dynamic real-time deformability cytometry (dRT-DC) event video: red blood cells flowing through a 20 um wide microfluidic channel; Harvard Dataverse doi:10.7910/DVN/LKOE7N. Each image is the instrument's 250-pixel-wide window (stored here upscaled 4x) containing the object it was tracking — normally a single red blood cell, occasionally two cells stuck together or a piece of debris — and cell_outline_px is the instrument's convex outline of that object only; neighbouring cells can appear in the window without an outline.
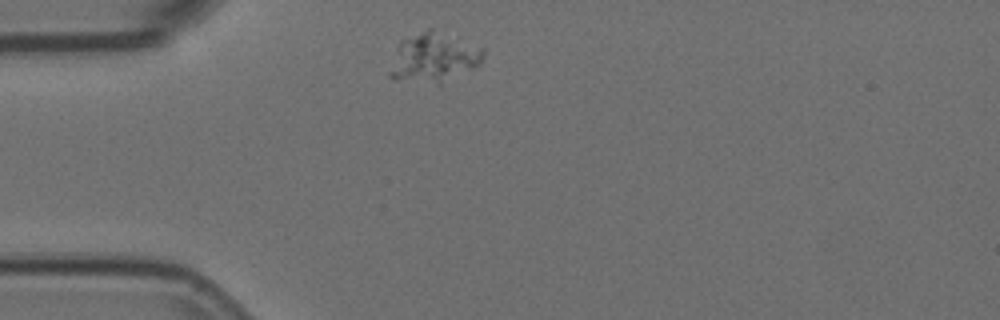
{"species": "Egyptian fruit bat (a non-hibernating species)", "species_latin": "Rousettus aegyptiacus", "temperature_condition": "room temperature", "stored_images_in_passage": 8, "camera_frame_rate_fps": 3000, "um_per_image_px": 0.085, "animal": {"sex": "female"}, "frame": {"image": 1, "passage_image": 1, "time_ms": 0.0, "image_size_px": [1000, 320], "cell_outline_px": [[484, 56], [480, 64], [440, 84], [392, 80], [388, 76], [388, 72], [400, 40], [404, 36], [428, 28], [432, 28], [484, 48]], "centroid_in_image_um": [36.82, 4.88], "position_along_channel_um": 48.2, "area_um2": 27.22}}
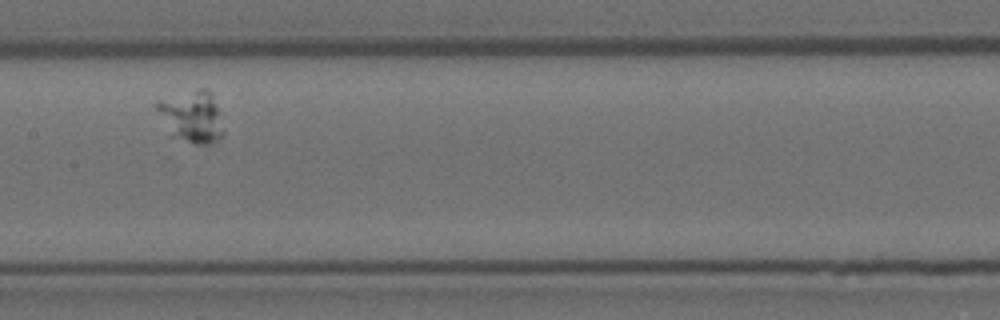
{"frame": {"image": 2, "passage_image": 5, "time_ms": 1.333, "image_size_px": [1000, 320], "cell_outline_px": [[224, 136], [212, 144], [196, 144], [168, 136], [156, 108], [156, 100], [200, 88], [208, 88], [212, 92], [220, 112], [224, 128]], "centroid_in_image_um": [16.31, 9.92], "position_along_channel_um": 191.1, "area_um2": 20.75}}
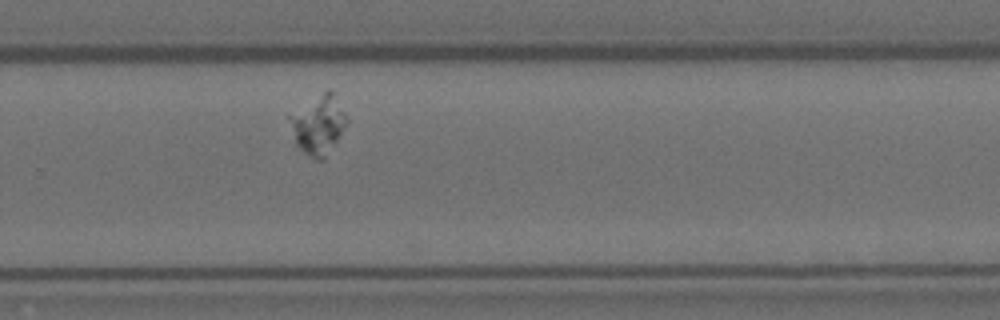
{"frame": {"image": 3, "passage_image": 8, "time_ms": 2.333, "image_size_px": [1000, 320], "cell_outline_px": [[348, 120], [324, 160], [316, 160], [308, 156], [296, 144], [284, 116], [328, 88], [332, 92], [348, 116]], "centroid_in_image_um": [26.98, 10.58], "position_along_channel_um": 302.8, "area_um2": 19.88}}